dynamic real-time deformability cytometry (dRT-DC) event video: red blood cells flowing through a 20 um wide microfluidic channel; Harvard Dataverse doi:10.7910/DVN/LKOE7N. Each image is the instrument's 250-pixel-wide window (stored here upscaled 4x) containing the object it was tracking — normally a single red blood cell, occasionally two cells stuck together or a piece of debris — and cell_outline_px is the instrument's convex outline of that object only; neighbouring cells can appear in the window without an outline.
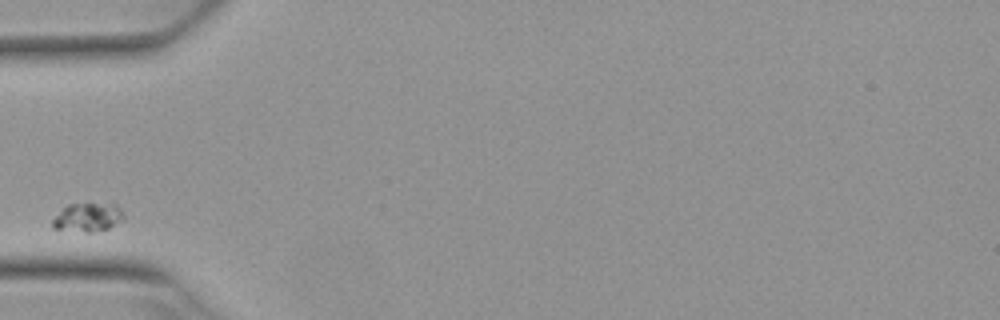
{"species": "Egyptian fruit bat (a non-hibernating species)", "species_latin": "Rousettus aegyptiacus", "temperature_condition": "warm", "stored_images_in_passage": 1, "camera_frame_rate_fps": 3000, "um_per_image_px": 0.085, "animal": {"sex": "female"}, "frame": {"image": 1, "passage_image": 1, "time_ms": 0.0, "image_size_px": [1000, 320], "cell_outline_px": [[124, 220], [108, 228], [92, 232], [88, 232], [52, 228], [52, 220], [68, 204], [112, 200], [120, 208], [124, 216]], "centroid_in_image_um": [7.54, 18.41], "position_along_channel_um": 77.5, "area_um2": 12.37}}